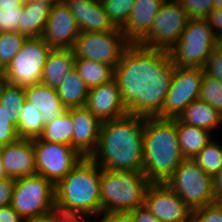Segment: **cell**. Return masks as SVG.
I'll return each mask as SVG.
<instances>
[{"instance_id": "cell-1", "label": "cell", "mask_w": 222, "mask_h": 222, "mask_svg": "<svg viewBox=\"0 0 222 222\" xmlns=\"http://www.w3.org/2000/svg\"><path fill=\"white\" fill-rule=\"evenodd\" d=\"M174 71L169 52L130 44L114 68V79L127 113L156 117L165 102Z\"/></svg>"}, {"instance_id": "cell-2", "label": "cell", "mask_w": 222, "mask_h": 222, "mask_svg": "<svg viewBox=\"0 0 222 222\" xmlns=\"http://www.w3.org/2000/svg\"><path fill=\"white\" fill-rule=\"evenodd\" d=\"M145 117L123 116L103 122L96 151L90 156L102 169L143 171Z\"/></svg>"}, {"instance_id": "cell-3", "label": "cell", "mask_w": 222, "mask_h": 222, "mask_svg": "<svg viewBox=\"0 0 222 222\" xmlns=\"http://www.w3.org/2000/svg\"><path fill=\"white\" fill-rule=\"evenodd\" d=\"M184 160L177 118L147 117L143 133V173L151 183H165Z\"/></svg>"}, {"instance_id": "cell-4", "label": "cell", "mask_w": 222, "mask_h": 222, "mask_svg": "<svg viewBox=\"0 0 222 222\" xmlns=\"http://www.w3.org/2000/svg\"><path fill=\"white\" fill-rule=\"evenodd\" d=\"M101 168L91 157L80 162L55 185V207L98 218L101 215ZM95 216V217H94Z\"/></svg>"}, {"instance_id": "cell-5", "label": "cell", "mask_w": 222, "mask_h": 222, "mask_svg": "<svg viewBox=\"0 0 222 222\" xmlns=\"http://www.w3.org/2000/svg\"><path fill=\"white\" fill-rule=\"evenodd\" d=\"M150 183L143 172L101 168V214L130 212L143 206Z\"/></svg>"}, {"instance_id": "cell-6", "label": "cell", "mask_w": 222, "mask_h": 222, "mask_svg": "<svg viewBox=\"0 0 222 222\" xmlns=\"http://www.w3.org/2000/svg\"><path fill=\"white\" fill-rule=\"evenodd\" d=\"M216 48L214 35L207 19H189L185 30L169 51L176 67L203 68Z\"/></svg>"}, {"instance_id": "cell-7", "label": "cell", "mask_w": 222, "mask_h": 222, "mask_svg": "<svg viewBox=\"0 0 222 222\" xmlns=\"http://www.w3.org/2000/svg\"><path fill=\"white\" fill-rule=\"evenodd\" d=\"M165 183L192 211L216 202L212 177L193 159H184Z\"/></svg>"}, {"instance_id": "cell-8", "label": "cell", "mask_w": 222, "mask_h": 222, "mask_svg": "<svg viewBox=\"0 0 222 222\" xmlns=\"http://www.w3.org/2000/svg\"><path fill=\"white\" fill-rule=\"evenodd\" d=\"M11 206L24 221L47 215L55 208V185L38 174L17 178Z\"/></svg>"}, {"instance_id": "cell-9", "label": "cell", "mask_w": 222, "mask_h": 222, "mask_svg": "<svg viewBox=\"0 0 222 222\" xmlns=\"http://www.w3.org/2000/svg\"><path fill=\"white\" fill-rule=\"evenodd\" d=\"M51 49L41 37L27 38L5 69V81L24 87L40 83Z\"/></svg>"}, {"instance_id": "cell-10", "label": "cell", "mask_w": 222, "mask_h": 222, "mask_svg": "<svg viewBox=\"0 0 222 222\" xmlns=\"http://www.w3.org/2000/svg\"><path fill=\"white\" fill-rule=\"evenodd\" d=\"M129 45L121 29L115 28L106 32H80L72 49L76 58L90 59L115 68Z\"/></svg>"}, {"instance_id": "cell-11", "label": "cell", "mask_w": 222, "mask_h": 222, "mask_svg": "<svg viewBox=\"0 0 222 222\" xmlns=\"http://www.w3.org/2000/svg\"><path fill=\"white\" fill-rule=\"evenodd\" d=\"M189 19L178 1H165L154 18L149 34L139 45L169 52L182 35Z\"/></svg>"}, {"instance_id": "cell-12", "label": "cell", "mask_w": 222, "mask_h": 222, "mask_svg": "<svg viewBox=\"0 0 222 222\" xmlns=\"http://www.w3.org/2000/svg\"><path fill=\"white\" fill-rule=\"evenodd\" d=\"M37 174L56 185L80 162L83 156L72 146L33 139Z\"/></svg>"}, {"instance_id": "cell-13", "label": "cell", "mask_w": 222, "mask_h": 222, "mask_svg": "<svg viewBox=\"0 0 222 222\" xmlns=\"http://www.w3.org/2000/svg\"><path fill=\"white\" fill-rule=\"evenodd\" d=\"M203 68L176 67L160 113L161 119H175L193 101L199 99Z\"/></svg>"}, {"instance_id": "cell-14", "label": "cell", "mask_w": 222, "mask_h": 222, "mask_svg": "<svg viewBox=\"0 0 222 222\" xmlns=\"http://www.w3.org/2000/svg\"><path fill=\"white\" fill-rule=\"evenodd\" d=\"M144 206L160 222H183L192 215V210L166 183H150Z\"/></svg>"}, {"instance_id": "cell-15", "label": "cell", "mask_w": 222, "mask_h": 222, "mask_svg": "<svg viewBox=\"0 0 222 222\" xmlns=\"http://www.w3.org/2000/svg\"><path fill=\"white\" fill-rule=\"evenodd\" d=\"M79 33L74 15L62 2L50 8L41 38L52 49H72Z\"/></svg>"}, {"instance_id": "cell-16", "label": "cell", "mask_w": 222, "mask_h": 222, "mask_svg": "<svg viewBox=\"0 0 222 222\" xmlns=\"http://www.w3.org/2000/svg\"><path fill=\"white\" fill-rule=\"evenodd\" d=\"M85 107L101 123L118 119L128 114L115 79L90 88Z\"/></svg>"}, {"instance_id": "cell-17", "label": "cell", "mask_w": 222, "mask_h": 222, "mask_svg": "<svg viewBox=\"0 0 222 222\" xmlns=\"http://www.w3.org/2000/svg\"><path fill=\"white\" fill-rule=\"evenodd\" d=\"M0 154L7 177L17 179L37 174L33 139L19 138L0 146Z\"/></svg>"}, {"instance_id": "cell-18", "label": "cell", "mask_w": 222, "mask_h": 222, "mask_svg": "<svg viewBox=\"0 0 222 222\" xmlns=\"http://www.w3.org/2000/svg\"><path fill=\"white\" fill-rule=\"evenodd\" d=\"M71 117L72 147L83 157H90L97 149L102 123L85 106L71 108Z\"/></svg>"}, {"instance_id": "cell-19", "label": "cell", "mask_w": 222, "mask_h": 222, "mask_svg": "<svg viewBox=\"0 0 222 222\" xmlns=\"http://www.w3.org/2000/svg\"><path fill=\"white\" fill-rule=\"evenodd\" d=\"M75 17L80 32L113 31L101 0H64Z\"/></svg>"}, {"instance_id": "cell-20", "label": "cell", "mask_w": 222, "mask_h": 222, "mask_svg": "<svg viewBox=\"0 0 222 222\" xmlns=\"http://www.w3.org/2000/svg\"><path fill=\"white\" fill-rule=\"evenodd\" d=\"M164 0H136L126 25L121 29L130 44H139L150 32Z\"/></svg>"}, {"instance_id": "cell-21", "label": "cell", "mask_w": 222, "mask_h": 222, "mask_svg": "<svg viewBox=\"0 0 222 222\" xmlns=\"http://www.w3.org/2000/svg\"><path fill=\"white\" fill-rule=\"evenodd\" d=\"M26 101L33 104L42 114L44 125L51 123L67 111L61 103L57 90L37 83L24 87Z\"/></svg>"}, {"instance_id": "cell-22", "label": "cell", "mask_w": 222, "mask_h": 222, "mask_svg": "<svg viewBox=\"0 0 222 222\" xmlns=\"http://www.w3.org/2000/svg\"><path fill=\"white\" fill-rule=\"evenodd\" d=\"M75 60L73 49H51L43 67L41 83L58 90L62 80L75 67Z\"/></svg>"}, {"instance_id": "cell-23", "label": "cell", "mask_w": 222, "mask_h": 222, "mask_svg": "<svg viewBox=\"0 0 222 222\" xmlns=\"http://www.w3.org/2000/svg\"><path fill=\"white\" fill-rule=\"evenodd\" d=\"M177 119L188 125L206 129L211 133L222 124L221 114L201 99L191 102Z\"/></svg>"}, {"instance_id": "cell-24", "label": "cell", "mask_w": 222, "mask_h": 222, "mask_svg": "<svg viewBox=\"0 0 222 222\" xmlns=\"http://www.w3.org/2000/svg\"><path fill=\"white\" fill-rule=\"evenodd\" d=\"M51 6L40 0H29L22 5L19 32L31 37H41Z\"/></svg>"}, {"instance_id": "cell-25", "label": "cell", "mask_w": 222, "mask_h": 222, "mask_svg": "<svg viewBox=\"0 0 222 222\" xmlns=\"http://www.w3.org/2000/svg\"><path fill=\"white\" fill-rule=\"evenodd\" d=\"M177 135L184 159L194 157L212 141L211 132L206 129L188 125L177 119Z\"/></svg>"}, {"instance_id": "cell-26", "label": "cell", "mask_w": 222, "mask_h": 222, "mask_svg": "<svg viewBox=\"0 0 222 222\" xmlns=\"http://www.w3.org/2000/svg\"><path fill=\"white\" fill-rule=\"evenodd\" d=\"M89 88L74 67L57 90L61 103L67 108H77L86 105Z\"/></svg>"}, {"instance_id": "cell-27", "label": "cell", "mask_w": 222, "mask_h": 222, "mask_svg": "<svg viewBox=\"0 0 222 222\" xmlns=\"http://www.w3.org/2000/svg\"><path fill=\"white\" fill-rule=\"evenodd\" d=\"M75 68L89 89L114 79V67L105 63L76 58Z\"/></svg>"}, {"instance_id": "cell-28", "label": "cell", "mask_w": 222, "mask_h": 222, "mask_svg": "<svg viewBox=\"0 0 222 222\" xmlns=\"http://www.w3.org/2000/svg\"><path fill=\"white\" fill-rule=\"evenodd\" d=\"M73 130L74 125L70 108L51 123L44 125V129L39 138L48 142L72 146Z\"/></svg>"}, {"instance_id": "cell-29", "label": "cell", "mask_w": 222, "mask_h": 222, "mask_svg": "<svg viewBox=\"0 0 222 222\" xmlns=\"http://www.w3.org/2000/svg\"><path fill=\"white\" fill-rule=\"evenodd\" d=\"M17 123L19 138L34 139L41 135L44 123L41 112L31 103L25 101Z\"/></svg>"}, {"instance_id": "cell-30", "label": "cell", "mask_w": 222, "mask_h": 222, "mask_svg": "<svg viewBox=\"0 0 222 222\" xmlns=\"http://www.w3.org/2000/svg\"><path fill=\"white\" fill-rule=\"evenodd\" d=\"M220 144L215 139L210 141L193 159L211 177L222 169V145Z\"/></svg>"}, {"instance_id": "cell-31", "label": "cell", "mask_w": 222, "mask_h": 222, "mask_svg": "<svg viewBox=\"0 0 222 222\" xmlns=\"http://www.w3.org/2000/svg\"><path fill=\"white\" fill-rule=\"evenodd\" d=\"M27 38L20 32H0V65L4 70L20 51Z\"/></svg>"}, {"instance_id": "cell-32", "label": "cell", "mask_w": 222, "mask_h": 222, "mask_svg": "<svg viewBox=\"0 0 222 222\" xmlns=\"http://www.w3.org/2000/svg\"><path fill=\"white\" fill-rule=\"evenodd\" d=\"M25 101L24 86L6 81L0 83V104L11 113L21 112Z\"/></svg>"}, {"instance_id": "cell-33", "label": "cell", "mask_w": 222, "mask_h": 222, "mask_svg": "<svg viewBox=\"0 0 222 222\" xmlns=\"http://www.w3.org/2000/svg\"><path fill=\"white\" fill-rule=\"evenodd\" d=\"M101 2L114 27L122 29L126 25L136 0H101Z\"/></svg>"}, {"instance_id": "cell-34", "label": "cell", "mask_w": 222, "mask_h": 222, "mask_svg": "<svg viewBox=\"0 0 222 222\" xmlns=\"http://www.w3.org/2000/svg\"><path fill=\"white\" fill-rule=\"evenodd\" d=\"M199 99L210 104L222 116V83L216 77L204 73Z\"/></svg>"}, {"instance_id": "cell-35", "label": "cell", "mask_w": 222, "mask_h": 222, "mask_svg": "<svg viewBox=\"0 0 222 222\" xmlns=\"http://www.w3.org/2000/svg\"><path fill=\"white\" fill-rule=\"evenodd\" d=\"M21 113H11L0 104V146L14 143L19 139L17 123Z\"/></svg>"}, {"instance_id": "cell-36", "label": "cell", "mask_w": 222, "mask_h": 222, "mask_svg": "<svg viewBox=\"0 0 222 222\" xmlns=\"http://www.w3.org/2000/svg\"><path fill=\"white\" fill-rule=\"evenodd\" d=\"M190 19H207L215 9L213 0H177Z\"/></svg>"}, {"instance_id": "cell-37", "label": "cell", "mask_w": 222, "mask_h": 222, "mask_svg": "<svg viewBox=\"0 0 222 222\" xmlns=\"http://www.w3.org/2000/svg\"><path fill=\"white\" fill-rule=\"evenodd\" d=\"M22 6H0V32H19Z\"/></svg>"}, {"instance_id": "cell-38", "label": "cell", "mask_w": 222, "mask_h": 222, "mask_svg": "<svg viewBox=\"0 0 222 222\" xmlns=\"http://www.w3.org/2000/svg\"><path fill=\"white\" fill-rule=\"evenodd\" d=\"M197 222H222V202H214L192 211Z\"/></svg>"}, {"instance_id": "cell-39", "label": "cell", "mask_w": 222, "mask_h": 222, "mask_svg": "<svg viewBox=\"0 0 222 222\" xmlns=\"http://www.w3.org/2000/svg\"><path fill=\"white\" fill-rule=\"evenodd\" d=\"M205 74L216 77L222 83V52L214 48L203 67Z\"/></svg>"}, {"instance_id": "cell-40", "label": "cell", "mask_w": 222, "mask_h": 222, "mask_svg": "<svg viewBox=\"0 0 222 222\" xmlns=\"http://www.w3.org/2000/svg\"><path fill=\"white\" fill-rule=\"evenodd\" d=\"M15 182L11 177L0 180V208L11 205Z\"/></svg>"}, {"instance_id": "cell-41", "label": "cell", "mask_w": 222, "mask_h": 222, "mask_svg": "<svg viewBox=\"0 0 222 222\" xmlns=\"http://www.w3.org/2000/svg\"><path fill=\"white\" fill-rule=\"evenodd\" d=\"M87 219H91L88 215L66 212L56 207L53 209V222H87Z\"/></svg>"}, {"instance_id": "cell-42", "label": "cell", "mask_w": 222, "mask_h": 222, "mask_svg": "<svg viewBox=\"0 0 222 222\" xmlns=\"http://www.w3.org/2000/svg\"><path fill=\"white\" fill-rule=\"evenodd\" d=\"M101 217V218H100ZM100 220V221H99ZM99 222H134L131 212H107L102 213Z\"/></svg>"}, {"instance_id": "cell-43", "label": "cell", "mask_w": 222, "mask_h": 222, "mask_svg": "<svg viewBox=\"0 0 222 222\" xmlns=\"http://www.w3.org/2000/svg\"><path fill=\"white\" fill-rule=\"evenodd\" d=\"M216 37L222 35V8H215L207 18Z\"/></svg>"}, {"instance_id": "cell-44", "label": "cell", "mask_w": 222, "mask_h": 222, "mask_svg": "<svg viewBox=\"0 0 222 222\" xmlns=\"http://www.w3.org/2000/svg\"><path fill=\"white\" fill-rule=\"evenodd\" d=\"M130 212L134 222H160L144 205Z\"/></svg>"}, {"instance_id": "cell-45", "label": "cell", "mask_w": 222, "mask_h": 222, "mask_svg": "<svg viewBox=\"0 0 222 222\" xmlns=\"http://www.w3.org/2000/svg\"><path fill=\"white\" fill-rule=\"evenodd\" d=\"M0 222H25L11 205L0 208Z\"/></svg>"}, {"instance_id": "cell-46", "label": "cell", "mask_w": 222, "mask_h": 222, "mask_svg": "<svg viewBox=\"0 0 222 222\" xmlns=\"http://www.w3.org/2000/svg\"><path fill=\"white\" fill-rule=\"evenodd\" d=\"M213 192L216 202H222V169L212 177Z\"/></svg>"}, {"instance_id": "cell-47", "label": "cell", "mask_w": 222, "mask_h": 222, "mask_svg": "<svg viewBox=\"0 0 222 222\" xmlns=\"http://www.w3.org/2000/svg\"><path fill=\"white\" fill-rule=\"evenodd\" d=\"M25 222H53V210L47 215L31 218Z\"/></svg>"}, {"instance_id": "cell-48", "label": "cell", "mask_w": 222, "mask_h": 222, "mask_svg": "<svg viewBox=\"0 0 222 222\" xmlns=\"http://www.w3.org/2000/svg\"><path fill=\"white\" fill-rule=\"evenodd\" d=\"M29 0H0V6H14L20 7L24 4V2Z\"/></svg>"}, {"instance_id": "cell-49", "label": "cell", "mask_w": 222, "mask_h": 222, "mask_svg": "<svg viewBox=\"0 0 222 222\" xmlns=\"http://www.w3.org/2000/svg\"><path fill=\"white\" fill-rule=\"evenodd\" d=\"M7 178L0 154V180Z\"/></svg>"}, {"instance_id": "cell-50", "label": "cell", "mask_w": 222, "mask_h": 222, "mask_svg": "<svg viewBox=\"0 0 222 222\" xmlns=\"http://www.w3.org/2000/svg\"><path fill=\"white\" fill-rule=\"evenodd\" d=\"M40 1L50 5L51 7L54 6L55 4H59V3L64 2V0H40Z\"/></svg>"}, {"instance_id": "cell-51", "label": "cell", "mask_w": 222, "mask_h": 222, "mask_svg": "<svg viewBox=\"0 0 222 222\" xmlns=\"http://www.w3.org/2000/svg\"><path fill=\"white\" fill-rule=\"evenodd\" d=\"M216 49L222 52V35L216 37Z\"/></svg>"}, {"instance_id": "cell-52", "label": "cell", "mask_w": 222, "mask_h": 222, "mask_svg": "<svg viewBox=\"0 0 222 222\" xmlns=\"http://www.w3.org/2000/svg\"><path fill=\"white\" fill-rule=\"evenodd\" d=\"M5 81V70L4 68L0 65V83Z\"/></svg>"}, {"instance_id": "cell-53", "label": "cell", "mask_w": 222, "mask_h": 222, "mask_svg": "<svg viewBox=\"0 0 222 222\" xmlns=\"http://www.w3.org/2000/svg\"><path fill=\"white\" fill-rule=\"evenodd\" d=\"M215 8H222V0H213Z\"/></svg>"}, {"instance_id": "cell-54", "label": "cell", "mask_w": 222, "mask_h": 222, "mask_svg": "<svg viewBox=\"0 0 222 222\" xmlns=\"http://www.w3.org/2000/svg\"><path fill=\"white\" fill-rule=\"evenodd\" d=\"M183 222H197L196 219L191 215L186 221Z\"/></svg>"}]
</instances>
